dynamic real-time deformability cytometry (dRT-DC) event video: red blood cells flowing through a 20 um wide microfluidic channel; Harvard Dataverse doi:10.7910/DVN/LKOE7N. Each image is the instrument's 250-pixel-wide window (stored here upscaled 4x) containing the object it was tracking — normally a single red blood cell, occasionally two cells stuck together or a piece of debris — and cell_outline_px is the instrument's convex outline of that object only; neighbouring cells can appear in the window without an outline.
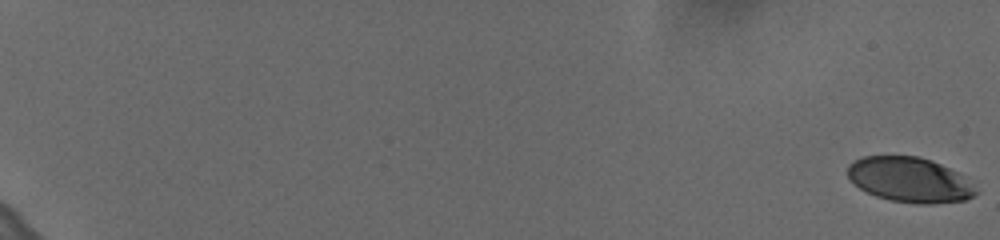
{"species": "human", "species_latin": "Homo sapiens", "temperature_condition": "cold", "stored_images_in_passage": 61, "camera_frame_rate_fps": 3000, "um_per_image_px": 0.085, "donor": {"sex": "female"}, "frame": {"image": 1, "passage_image": 1, "time_ms": 0.0, "image_size_px": [1000, 240], "cell_outline_px": [[980, 192], [964, 200], [928, 204], [916, 204], [888, 200], [876, 196], [860, 188], [848, 176], [848, 164], [864, 156], [920, 156], [932, 160], [960, 172]], "centroid_in_image_um": [77.36, 15.28], "position_along_channel_um": 7.6, "area_um2": 33.7}}
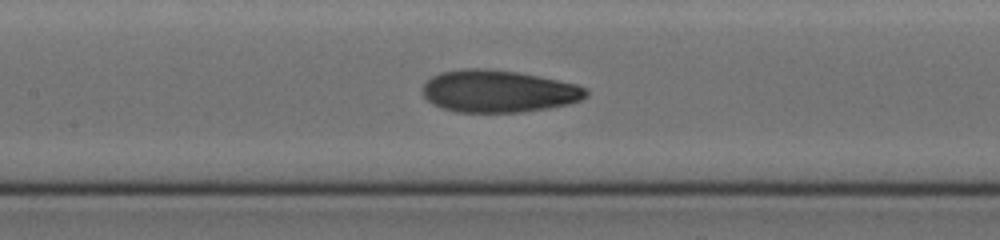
{"frame": {"image": 2, "passage_image": 34, "time_ms": 11.0, "image_size_px": [1000, 240], "cell_outline_px": [[588, 96], [580, 100], [568, 104], [548, 108], [520, 112], [456, 112], [440, 108], [432, 104], [424, 96], [424, 84], [432, 76], [440, 72], [460, 68], [492, 68], [520, 72], [540, 76], [576, 84], [588, 88]], "centroid_in_image_um": [42.37, 7.74], "position_along_channel_um": 165.0, "area_um2": 40.63}}
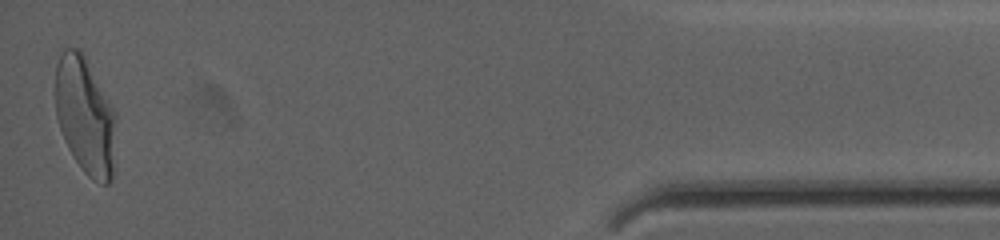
{"frame": {"image": 3, "passage_image": 61, "time_ms": 20.0, "image_size_px": [1000, 240], "cell_outline_px": [[116, 120], [112, 180], [108, 184], [100, 184], [92, 180], [84, 172], [68, 148], [64, 140], [56, 116], [56, 64], [64, 48], [80, 48], [112, 108], [116, 116]], "centroid_in_image_um": [7.23, 9.87], "position_along_channel_um": 428.0, "area_um2": 40.92}, "authors_computed_cell_mechanics": {"area_um2": 38.6682, "velocity_mm_per_s": 3.6214, "shape_relaxation_time_tau1_ms": 5.2221, "shape_relaxation_time_tau2_ms": 1.4213, "deformation_change_tau1": 0.1842, "deformation_change_tau2": 0.077}}